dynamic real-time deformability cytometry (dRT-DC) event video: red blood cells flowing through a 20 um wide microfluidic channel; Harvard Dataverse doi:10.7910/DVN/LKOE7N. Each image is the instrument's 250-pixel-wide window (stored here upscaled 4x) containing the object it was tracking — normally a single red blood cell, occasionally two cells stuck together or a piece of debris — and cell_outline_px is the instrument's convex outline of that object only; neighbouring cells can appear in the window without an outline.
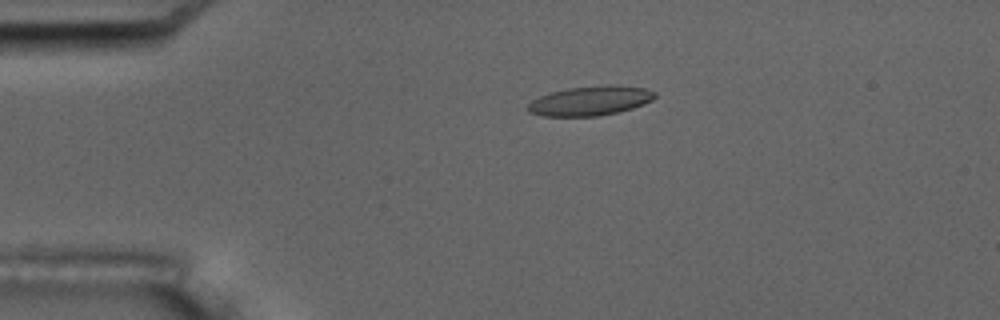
{"species": "common noctule bat (a hibernating species)", "species_latin": "Nyctalus noctula", "temperature_condition": "room temperature", "stored_images_in_passage": 13, "camera_frame_rate_fps": 3000, "um_per_image_px": 0.085, "animal": {"sex": "male", "body_mass_g": 17.5, "forearm_length_mm": 52.3}, "frame": {"image": 1, "passage_image": 1, "time_ms": 0.0, "image_size_px": [1000, 320], "cell_outline_px": [[656, 96], [652, 100], [644, 104], [632, 108], [616, 112], [596, 116], [544, 116], [528, 112], [524, 108], [532, 100], [540, 96], [552, 92], [568, 88], [608, 84], [620, 84], [644, 88], [656, 92]], "centroid_in_image_um": [50.17, 8.55], "position_along_channel_um": 34.8, "area_um2": 21.96}}
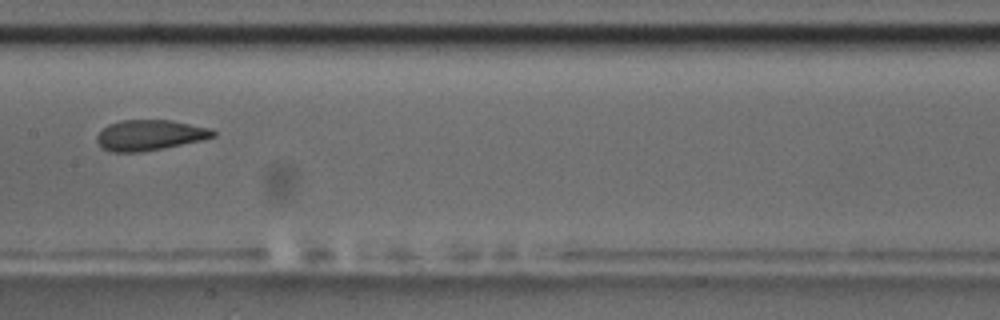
{"frame": {"image": 2, "passage_image": 6, "time_ms": 5.667, "image_size_px": [1000, 320], "cell_outline_px": [[216, 136], [204, 140], [164, 148], [140, 152], [112, 152], [104, 148], [96, 140], [96, 136], [108, 124], [120, 120], [172, 120], [212, 128], [216, 132]], "centroid_in_image_um": [12.78, 11.48], "position_along_channel_um": 194.6, "area_um2": 20.81}, "authors_computed_cell_mechanics": {"area_um2": 21.2704, "velocity_mm_per_s": 3.5276, "shape_relaxation_time_tau1_ms": 5.3151, "shape_relaxation_time_tau2_ms": 1.1915, "deformation_change_tau1": 0.1409, "deformation_change_tau2": 0.0615}}